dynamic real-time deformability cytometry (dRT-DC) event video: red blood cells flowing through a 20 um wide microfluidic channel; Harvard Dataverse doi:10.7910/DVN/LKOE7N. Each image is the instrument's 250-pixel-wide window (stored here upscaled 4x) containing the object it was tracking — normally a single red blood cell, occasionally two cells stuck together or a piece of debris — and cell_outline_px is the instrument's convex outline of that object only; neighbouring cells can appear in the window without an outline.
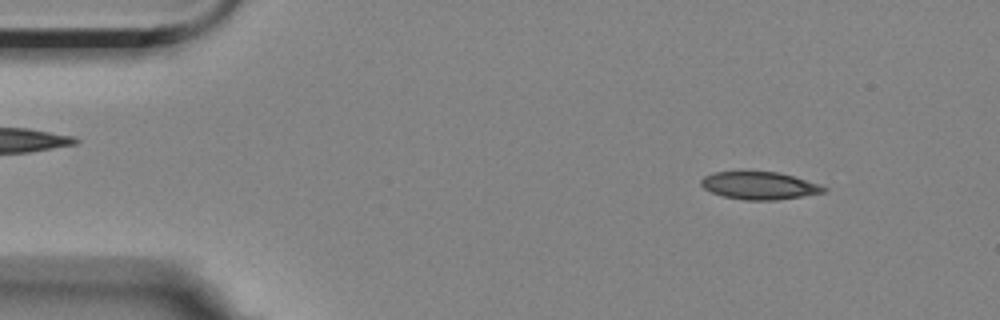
{"species": "Egyptian fruit bat (a non-hibernating species)", "species_latin": "Rousettus aegyptiacus", "temperature_condition": "room temperature", "stored_images_in_passage": 4, "camera_frame_rate_fps": 3000, "um_per_image_px": 0.085, "animal": {"sex": "female"}, "frame": {"image": 1, "passage_image": 1, "time_ms": 0.0, "image_size_px": [1000, 320], "cell_outline_px": [[828, 188], [824, 192], [776, 200], [744, 200], [724, 196], [712, 192], [704, 188], [700, 184], [700, 180], [704, 176], [716, 172], [776, 172], [792, 176], [820, 184]], "centroid_in_image_um": [64.53, 15.78], "position_along_channel_um": 20.5, "area_um2": 19.42}}
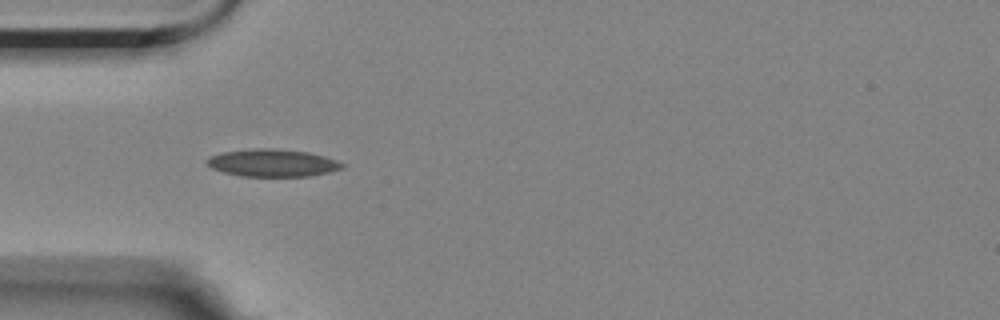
{"frame": {"image": 2, "passage_image": 3, "time_ms": 3.333, "image_size_px": [1000, 320], "cell_outline_px": [[344, 168], [332, 172], [308, 176], [240, 176], [224, 172], [212, 168], [208, 164], [208, 160], [212, 156], [224, 152], [252, 148], [276, 148], [308, 152], [324, 156], [336, 160], [344, 164]], "centroid_in_image_um": [23.23, 13.84], "position_along_channel_um": 61.8, "area_um2": 21.56}}
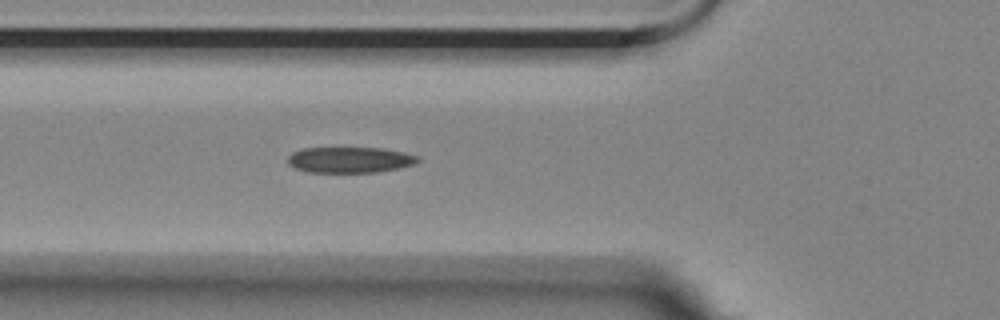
{"frame": {"image": 3, "passage_image": 4, "time_ms": 4.333, "image_size_px": [1000, 320], "cell_outline_px": [[420, 160], [416, 164], [376, 172], [308, 172], [296, 168], [288, 164], [288, 156], [292, 152], [304, 148], [384, 148], [404, 152], [420, 156]], "centroid_in_image_um": [29.76, 13.58], "position_along_channel_um": 96.0, "area_um2": 19.59}}